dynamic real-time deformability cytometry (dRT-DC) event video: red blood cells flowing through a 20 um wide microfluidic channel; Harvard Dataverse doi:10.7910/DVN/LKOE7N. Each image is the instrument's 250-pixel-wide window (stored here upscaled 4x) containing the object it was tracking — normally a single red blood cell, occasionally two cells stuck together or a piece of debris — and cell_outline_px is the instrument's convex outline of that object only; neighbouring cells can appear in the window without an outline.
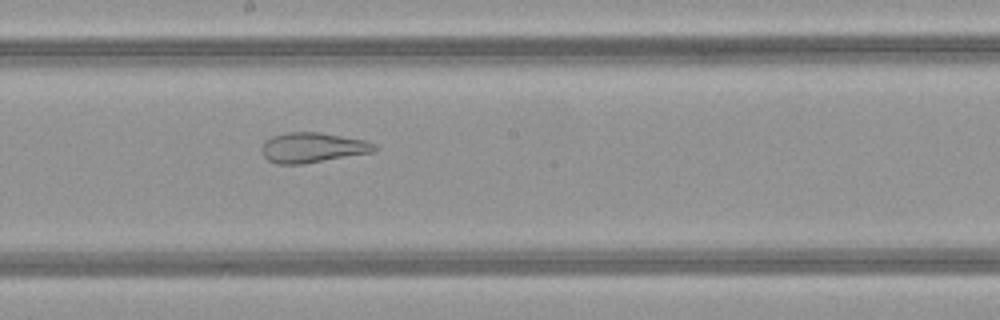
{"species": "common noctule bat (a hibernating species)", "species_latin": "Nyctalus noctula", "temperature_condition": "warm", "stored_images_in_passage": 45, "camera_frame_rate_fps": 3000, "um_per_image_px": 0.085, "animal": {"sex": "female", "body_mass_g": 21.9}, "frame": {"image": 1, "passage_image": 23, "time_ms": 7.333, "image_size_px": [1000, 320], "cell_outline_px": [[376, 148], [372, 152], [304, 164], [276, 164], [268, 160], [264, 156], [264, 140], [272, 136], [288, 132], [320, 132], [364, 140], [376, 144]], "centroid_in_image_um": [26.56, 12.54], "position_along_channel_um": 221.6, "area_um2": 19.54}}
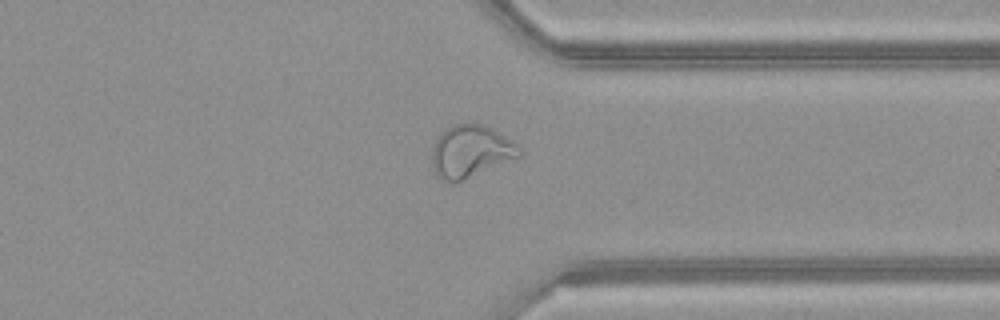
{"frame": {"image": 2, "passage_image": 34, "time_ms": 11.0, "image_size_px": [1000, 320], "cell_outline_px": [[524, 152], [520, 156], [460, 180], [440, 180], [436, 176], [432, 164], [432, 148], [436, 136], [440, 132], [452, 124], [484, 124], [492, 128], [504, 136], [520, 148]], "centroid_in_image_um": [39.95, 12.83], "position_along_channel_um": 371.4, "area_um2": 26.13}, "authors_computed_cell_mechanics": {"area_um2": 27.9752, "velocity_mm_per_s": 4.1462, "shape_relaxation_time_tau1_ms": null, "shape_relaxation_time_tau2_ms": 1.2837, "deformation_change_tau1": null, "deformation_change_tau2": 0.1051}}